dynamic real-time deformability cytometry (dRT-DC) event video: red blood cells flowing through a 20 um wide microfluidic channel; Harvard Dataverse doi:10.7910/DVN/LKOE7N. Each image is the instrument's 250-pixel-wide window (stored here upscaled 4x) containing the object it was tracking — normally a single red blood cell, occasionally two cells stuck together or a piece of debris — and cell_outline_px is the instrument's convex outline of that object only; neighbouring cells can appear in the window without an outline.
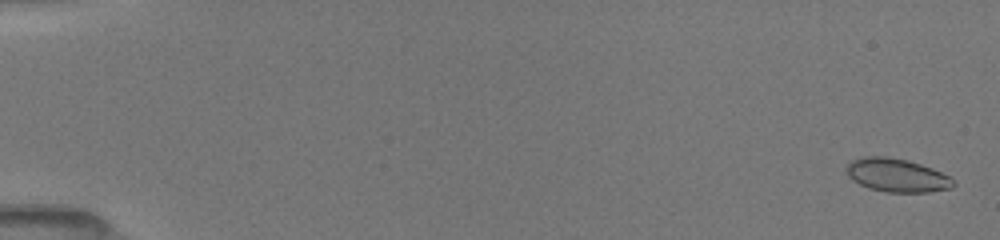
{"species": "common noctule bat (a hibernating species)", "species_latin": "Nyctalus noctula", "temperature_condition": "room temperature", "stored_images_in_passage": 19, "camera_frame_rate_fps": 3000, "um_per_image_px": 0.085, "animal": {"sex": "female", "body_mass_g": 19.5, "forearm_length_mm": 54.1}, "frame": {"image": 1, "passage_image": 1, "time_ms": 0.0, "image_size_px": [1000, 240], "cell_outline_px": [[956, 184], [952, 188], [928, 192], [884, 192], [868, 188], [852, 180], [848, 176], [844, 168], [852, 160], [864, 156], [888, 156], [908, 160], [932, 168], [956, 180]], "centroid_in_image_um": [76.22, 14.9], "position_along_channel_um": 8.8, "area_um2": 21.04}}
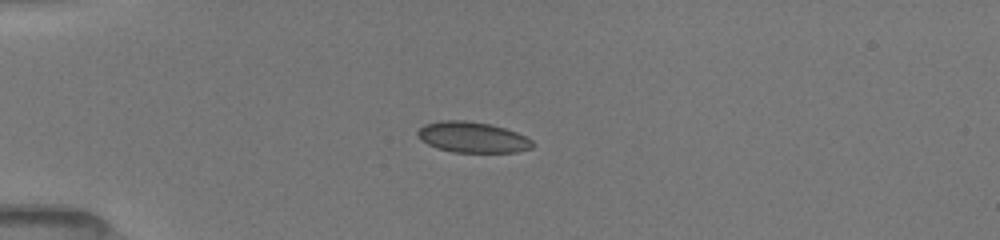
{"frame": {"image": 2, "passage_image": 14, "time_ms": 4.333, "image_size_px": [1000, 240], "cell_outline_px": [[536, 144], [532, 148], [516, 152], [452, 152], [436, 148], [420, 140], [416, 136], [416, 132], [424, 124], [440, 120], [464, 120], [492, 124], [516, 132], [532, 140]], "centroid_in_image_um": [40.14, 11.66], "position_along_channel_um": 44.9, "area_um2": 20.81}}
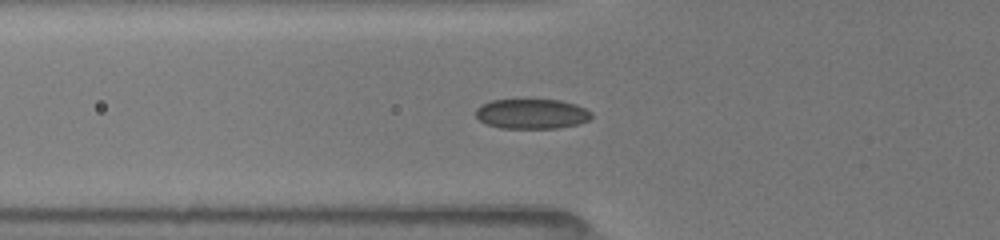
{"frame": {"image": 3, "passage_image": 19, "time_ms": 6.0, "image_size_px": [1000, 240], "cell_outline_px": [[592, 116], [588, 120], [576, 124], [556, 128], [500, 128], [488, 124], [480, 120], [476, 116], [476, 108], [480, 104], [492, 100], [560, 100], [576, 104], [592, 112]], "centroid_in_image_um": [45.19, 9.67], "position_along_channel_um": 80.6, "area_um2": 20.06}}